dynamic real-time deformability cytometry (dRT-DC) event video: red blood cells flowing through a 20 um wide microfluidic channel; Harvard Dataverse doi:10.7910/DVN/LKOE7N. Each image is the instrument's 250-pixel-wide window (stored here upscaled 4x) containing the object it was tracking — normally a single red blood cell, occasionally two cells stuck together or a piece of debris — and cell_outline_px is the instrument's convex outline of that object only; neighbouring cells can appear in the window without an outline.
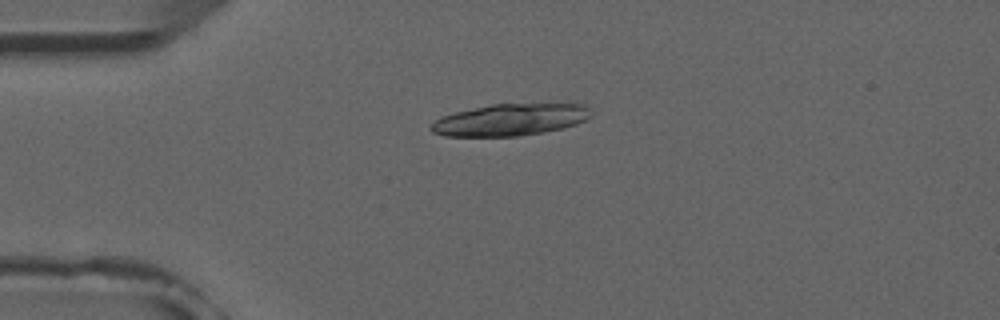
{"species": "common noctule bat (a hibernating species)", "species_latin": "Nyctalus noctula", "temperature_condition": "room temperature", "stored_images_in_passage": 5, "camera_frame_rate_fps": 3000, "um_per_image_px": 0.085, "animal": {"sex": "male", "forearm_length_mm": 52.5}, "frame": {"image": 1, "passage_image": 4, "time_ms": 3.667, "image_size_px": [1000, 320], "cell_outline_px": [[592, 116], [576, 124], [544, 132], [516, 136], [444, 136], [432, 132], [428, 128], [440, 116], [456, 112], [492, 104], [584, 104], [592, 112]], "centroid_in_image_um": [43.35, 10.18], "position_along_channel_um": 41.7, "area_um2": 29.48}}